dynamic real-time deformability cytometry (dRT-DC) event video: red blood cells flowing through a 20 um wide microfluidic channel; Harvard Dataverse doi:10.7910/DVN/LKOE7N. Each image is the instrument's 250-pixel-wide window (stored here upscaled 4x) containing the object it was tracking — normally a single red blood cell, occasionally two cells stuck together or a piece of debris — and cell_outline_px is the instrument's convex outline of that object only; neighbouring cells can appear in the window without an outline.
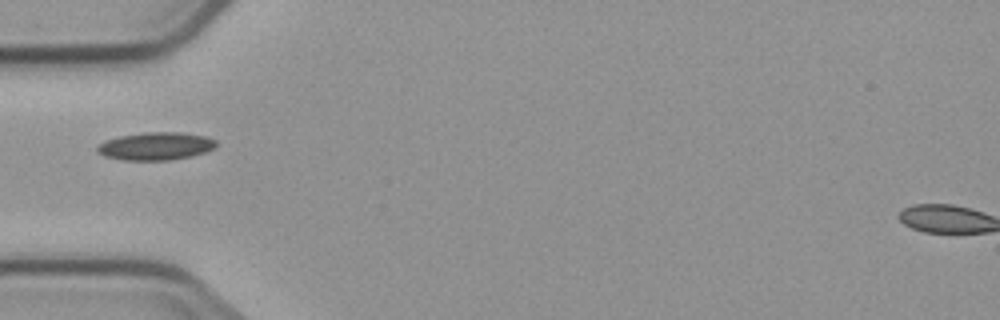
{"species": "common noctule bat (a hibernating species)", "species_latin": "Nyctalus noctula", "temperature_condition": "cold", "stored_images_in_passage": 5, "camera_frame_rate_fps": 3000, "um_per_image_px": 0.085, "animal": {"sex": "male", "body_mass_g": 23.1, "forearm_length_mm": 52.7}, "frame": {"image": 1, "passage_image": 4, "time_ms": 4.0, "image_size_px": [1000, 320], "cell_outline_px": [[216, 148], [192, 156], [172, 160], [124, 160], [104, 156], [96, 152], [96, 148], [100, 144], [108, 140], [120, 136], [148, 132], [180, 132], [204, 136], [216, 140]], "centroid_in_image_um": [13.26, 12.43], "position_along_channel_um": 71.7, "area_um2": 19.19}}
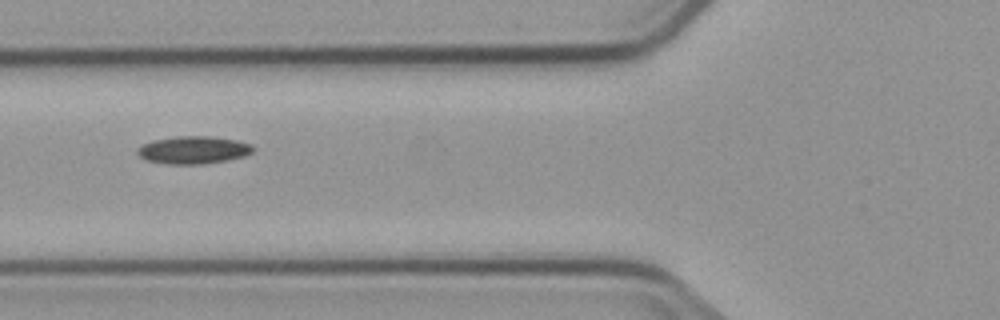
{"frame": {"image": 2, "passage_image": 5, "time_ms": 5.0, "image_size_px": [1000, 320], "cell_outline_px": [[256, 148], [252, 152], [244, 156], [228, 160], [204, 164], [168, 164], [148, 160], [140, 156], [136, 152], [136, 148], [152, 140], [176, 136], [208, 136], [236, 140], [252, 144]], "centroid_in_image_um": [16.46, 12.74], "position_along_channel_um": 109.3, "area_um2": 18.67}}